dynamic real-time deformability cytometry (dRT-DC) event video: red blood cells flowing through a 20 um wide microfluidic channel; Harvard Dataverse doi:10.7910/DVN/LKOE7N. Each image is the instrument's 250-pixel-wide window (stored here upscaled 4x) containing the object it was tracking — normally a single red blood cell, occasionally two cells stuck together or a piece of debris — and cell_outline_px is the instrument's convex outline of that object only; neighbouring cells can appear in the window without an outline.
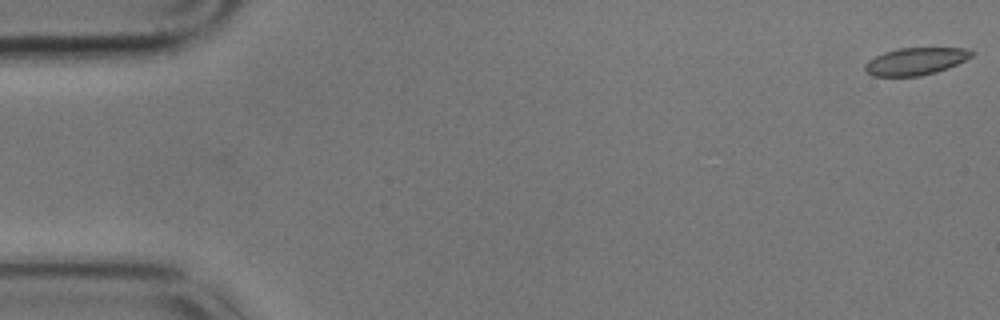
{"species": "common noctule bat (a hibernating species)", "species_latin": "Nyctalus noctula", "temperature_condition": "cold", "stored_images_in_passage": 50, "camera_frame_rate_fps": 3000, "um_per_image_px": 0.085, "animal": {"sex": "male", "body_mass_g": 17.9}, "frame": {"image": 1, "passage_image": 1, "time_ms": 0.0, "image_size_px": [1000, 320], "cell_outline_px": [[976, 52], [972, 56], [948, 68], [936, 72], [920, 76], [872, 76], [864, 68], [864, 64], [868, 60], [884, 52], [900, 48], [968, 48]], "centroid_in_image_um": [77.83, 5.21], "position_along_channel_um": 7.2, "area_um2": 16.94}}
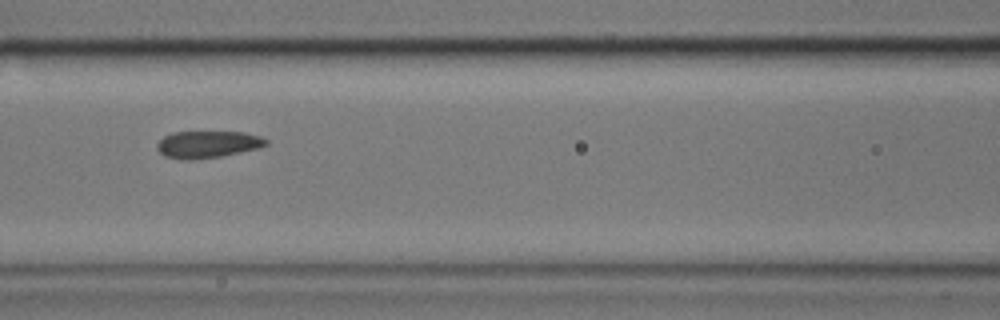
{"frame": {"image": 2, "passage_image": 25, "time_ms": 8.0, "image_size_px": [1000, 320], "cell_outline_px": [[268, 144], [260, 148], [220, 156], [196, 160], [180, 160], [164, 156], [156, 148], [156, 144], [164, 136], [172, 132], [244, 132], [260, 136], [268, 140]], "centroid_in_image_um": [17.63, 12.28], "position_along_channel_um": 149.0, "area_um2": 17.34}}
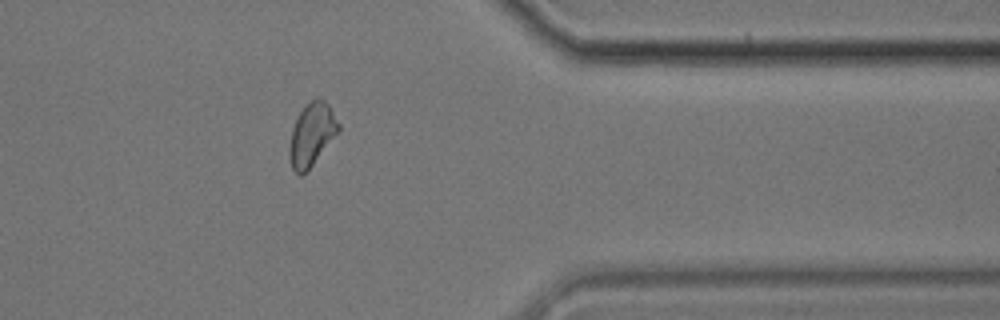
{"frame": {"image": 3, "passage_image": 47, "time_ms": 15.333, "image_size_px": [1000, 320], "cell_outline_px": [[340, 132], [312, 164], [300, 176], [292, 168], [288, 156], [288, 148], [292, 128], [300, 112], [316, 96], [320, 96], [328, 104], [340, 124]], "centroid_in_image_um": [26.51, 11.41], "position_along_channel_um": 384.9, "area_um2": 17.92}, "authors_computed_cell_mechanics": {"area_um2": 17.629, "velocity_mm_per_s": 3.4243, "shape_relaxation_time_tau1_ms": null, "shape_relaxation_time_tau2_ms": 1.0831, "deformation_change_tau1": null, "deformation_change_tau2": 0.0425}}